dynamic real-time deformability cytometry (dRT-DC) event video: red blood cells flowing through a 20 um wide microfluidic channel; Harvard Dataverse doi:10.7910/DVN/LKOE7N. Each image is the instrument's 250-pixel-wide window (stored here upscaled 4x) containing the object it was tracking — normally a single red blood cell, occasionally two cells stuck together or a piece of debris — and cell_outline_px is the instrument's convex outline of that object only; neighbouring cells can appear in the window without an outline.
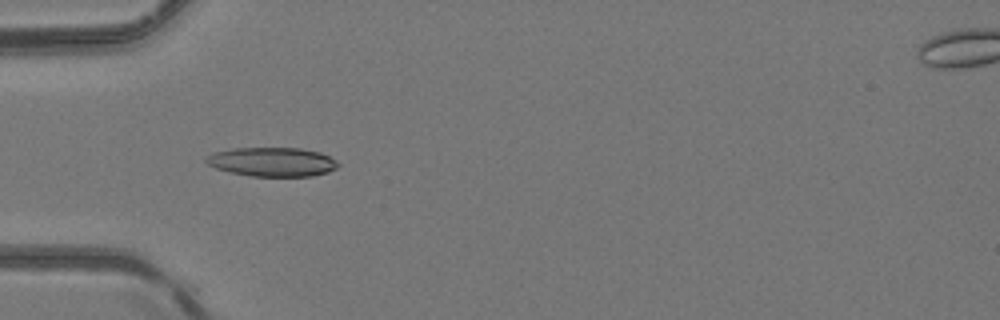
{"species": "common noctule bat (a hibernating species)", "species_latin": "Nyctalus noctula", "temperature_condition": "room temperature", "stored_images_in_passage": 45, "camera_frame_rate_fps": 3000, "um_per_image_px": 0.085, "animal": {"sex": "female", "body_mass_g": 24.6, "forearm_length_mm": 56.2}, "frame": {"image": 1, "passage_image": 11, "time_ms": 3.333, "image_size_px": [1000, 320], "cell_outline_px": [[340, 164], [336, 168], [328, 172], [312, 176], [252, 176], [232, 172], [216, 168], [208, 164], [204, 160], [212, 152], [232, 148], [300, 148], [320, 152], [336, 160]], "centroid_in_image_um": [23.15, 13.75], "position_along_channel_um": 61.9, "area_um2": 22.31}}
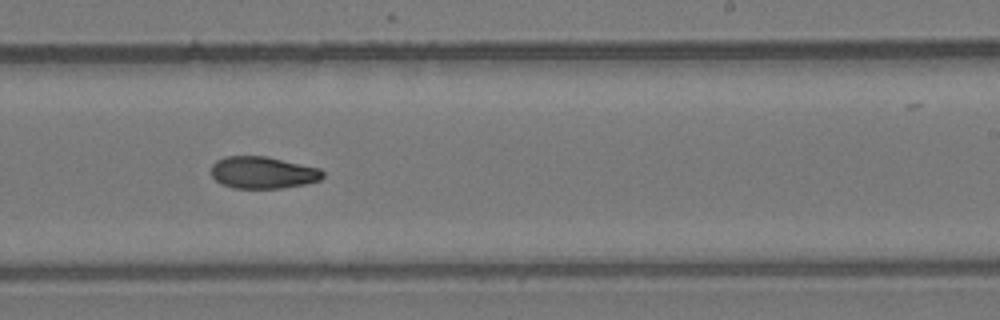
{"frame": {"image": 2, "passage_image": 26, "time_ms": 8.333, "image_size_px": [1000, 320], "cell_outline_px": [[324, 176], [320, 180], [304, 184], [280, 188], [232, 188], [220, 184], [212, 176], [212, 164], [216, 160], [224, 156], [268, 156], [320, 168], [324, 172]], "centroid_in_image_um": [22.34, 14.66], "position_along_channel_um": 266.7, "area_um2": 20.98}}
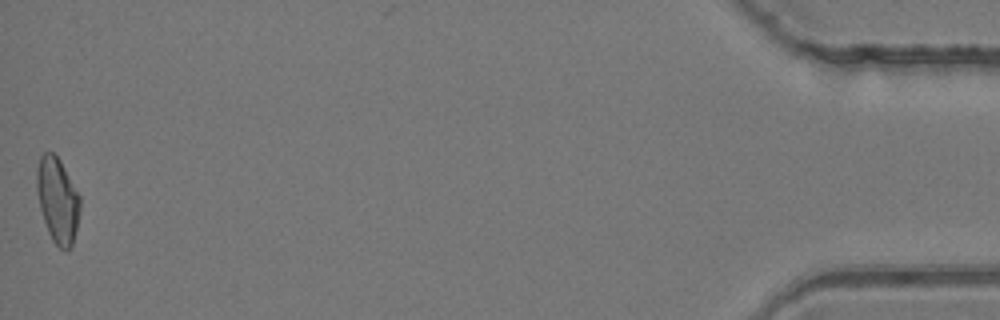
{"frame": {"image": 3, "passage_image": 45, "time_ms": 14.667, "image_size_px": [1000, 320], "cell_outline_px": [[80, 208], [76, 228], [72, 244], [64, 252], [52, 240], [48, 232], [40, 208], [36, 192], [36, 168], [40, 156], [44, 152], [52, 152], [60, 160], [80, 196]], "centroid_in_image_um": [4.87, 16.99], "position_along_channel_um": 430.3, "area_um2": 21.44}, "authors_computed_cell_mechanics": {"area_um2": 21.2704, "velocity_mm_per_s": 4.1555, "shape_relaxation_time_tau1_ms": 10.3476, "shape_relaxation_time_tau2_ms": null, "deformation_change_tau1": 0.222, "deformation_change_tau2": null}}